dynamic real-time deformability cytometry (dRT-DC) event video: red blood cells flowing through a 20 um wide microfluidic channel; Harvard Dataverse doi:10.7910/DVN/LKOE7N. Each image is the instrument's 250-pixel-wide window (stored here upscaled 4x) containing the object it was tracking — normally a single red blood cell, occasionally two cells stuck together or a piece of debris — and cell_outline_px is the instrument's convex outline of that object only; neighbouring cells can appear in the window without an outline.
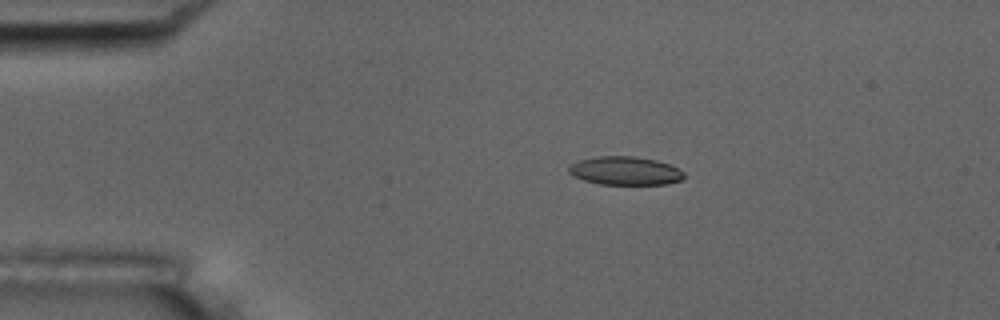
{"species": "common noctule bat (a hibernating species)", "species_latin": "Nyctalus noctula", "temperature_condition": "room temperature", "stored_images_in_passage": 42, "camera_frame_rate_fps": 3000, "um_per_image_px": 0.085, "animal": {"sex": "male", "body_mass_g": 17.5, "forearm_length_mm": 52.3}, "frame": {"image": 1, "passage_image": 6, "time_ms": 1.667, "image_size_px": [1000, 320], "cell_outline_px": [[684, 176], [680, 180], [668, 184], [600, 184], [584, 180], [572, 176], [568, 172], [568, 168], [572, 164], [580, 160], [596, 156], [636, 156], [656, 160], [668, 164], [684, 172]], "centroid_in_image_um": [53.11, 14.51], "position_along_channel_um": 31.9, "area_um2": 19.02}}
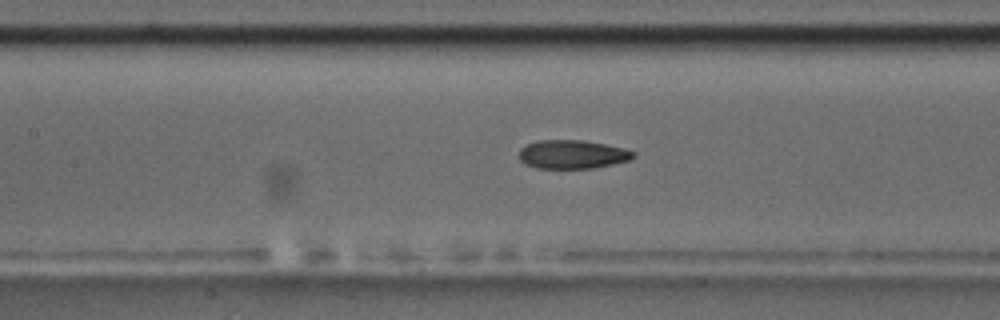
{"frame": {"image": 2, "passage_image": 20, "time_ms": 6.333, "image_size_px": [1000, 320], "cell_outline_px": [[636, 156], [628, 160], [596, 168], [536, 168], [524, 164], [520, 160], [520, 148], [536, 140], [584, 140], [624, 148], [636, 152]], "centroid_in_image_um": [48.65, 13.12], "position_along_channel_um": 158.8, "area_um2": 19.13}}
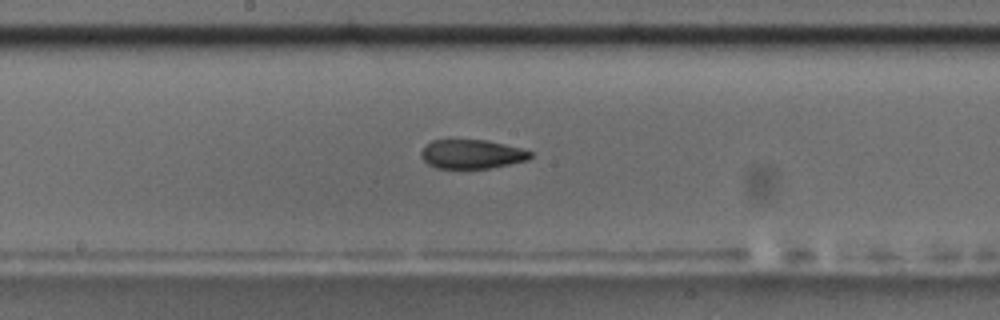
{"frame": {"image": 3, "passage_image": 24, "time_ms": 7.667, "image_size_px": [1000, 320], "cell_outline_px": [[532, 156], [528, 160], [492, 168], [436, 168], [428, 164], [420, 156], [420, 152], [432, 140], [488, 140], [520, 148], [532, 152]], "centroid_in_image_um": [40.11, 13.1], "position_along_channel_um": 208.1, "area_um2": 18.44}, "authors_computed_cell_mechanics": {"area_um2": 19.5075, "velocity_mm_per_s": 3.7322, "shape_relaxation_time_tau1_ms": 9.3286, "shape_relaxation_time_tau2_ms": 2.2681, "deformation_change_tau1": 0.1819, "deformation_change_tau2": 0.0843}}